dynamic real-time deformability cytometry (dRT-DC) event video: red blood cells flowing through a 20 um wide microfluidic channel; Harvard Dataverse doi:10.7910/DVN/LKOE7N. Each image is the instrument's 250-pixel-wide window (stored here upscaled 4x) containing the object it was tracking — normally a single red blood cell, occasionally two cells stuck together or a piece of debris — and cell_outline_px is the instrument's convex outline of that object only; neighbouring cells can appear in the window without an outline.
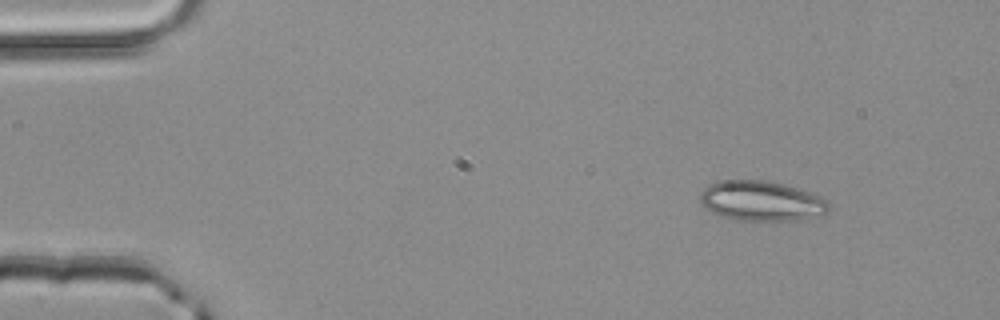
{"species": "common noctule bat (a hibernating species)", "species_latin": "Nyctalus noctula", "temperature_condition": "room temperature", "stored_images_in_passage": 45, "camera_frame_rate_fps": 3000, "um_per_image_px": 0.085, "animal": {"sex": "male", "body_mass_g": 20.4}, "frame": {"image": 1, "passage_image": 1, "time_ms": 0.0, "image_size_px": [1000, 320], "cell_outline_px": [[828, 208], [824, 212], [800, 220], [736, 220], [720, 216], [708, 212], [704, 208], [700, 200], [700, 192], [708, 184], [720, 180], [764, 180], [796, 188], [820, 196], [828, 200]], "centroid_in_image_um": [64.62, 17.08], "position_along_channel_um": 20.4, "area_um2": 29.82}}
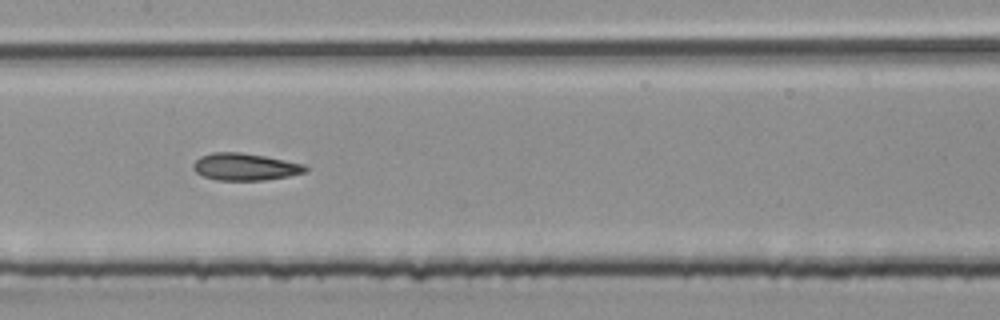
{"frame": {"image": 2, "passage_image": 20, "time_ms": 6.333, "image_size_px": [1000, 320], "cell_outline_px": [[308, 172], [288, 176], [264, 180], [216, 180], [204, 176], [196, 172], [192, 168], [192, 164], [200, 156], [212, 152], [240, 152], [264, 156], [304, 164], [308, 168]], "centroid_in_image_um": [20.82, 14.18], "position_along_channel_um": 186.6, "area_um2": 17.74}}
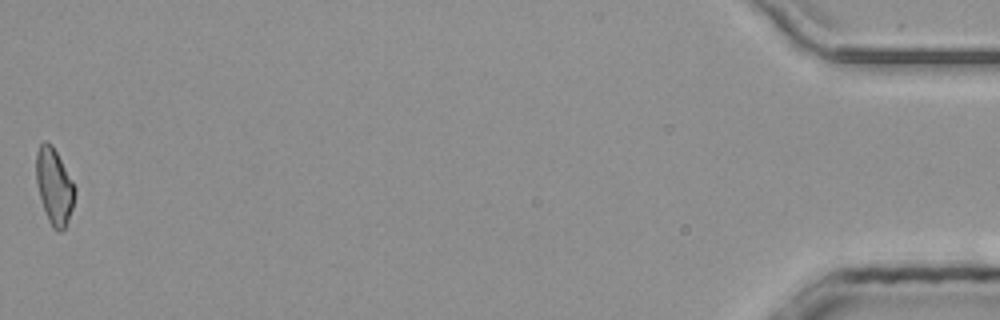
{"frame": {"image": 3, "passage_image": 45, "time_ms": 14.667, "image_size_px": [1000, 320], "cell_outline_px": [[76, 192], [72, 208], [68, 220], [64, 228], [60, 232], [56, 232], [52, 228], [48, 220], [36, 184], [36, 152], [40, 144], [44, 140], [52, 144], [76, 188]], "centroid_in_image_um": [4.6, 15.84], "position_along_channel_um": 430.6, "area_um2": 17.05}, "authors_computed_cell_mechanics": {"area_um2": 17.629, "velocity_mm_per_s": 4.1654, "shape_relaxation_time_tau1_ms": 9.0402, "shape_relaxation_time_tau2_ms": 2.4037, "deformation_change_tau1": 0.1729, "deformation_change_tau2": 0.1017}}